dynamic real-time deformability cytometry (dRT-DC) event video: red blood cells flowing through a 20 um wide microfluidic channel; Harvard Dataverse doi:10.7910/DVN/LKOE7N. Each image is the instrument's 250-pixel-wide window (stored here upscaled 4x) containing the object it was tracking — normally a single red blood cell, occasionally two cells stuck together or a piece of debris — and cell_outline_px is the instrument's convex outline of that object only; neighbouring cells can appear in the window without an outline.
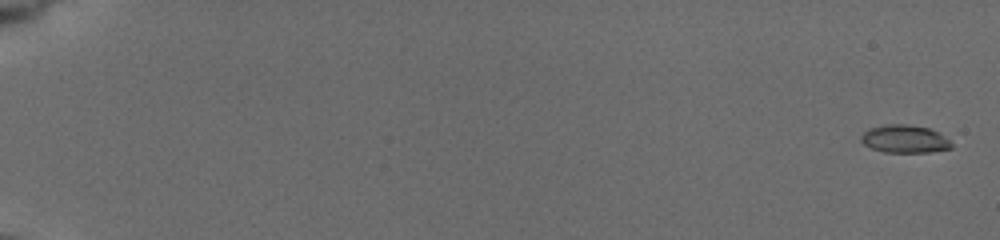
{"species": "common noctule bat (a hibernating species)", "species_latin": "Nyctalus noctula", "temperature_condition": "cold", "stored_images_in_passage": 27, "camera_frame_rate_fps": 3000, "um_per_image_px": 0.085, "animal": {"sex": "female", "body_mass_g": 19.5, "forearm_length_mm": 54.1}, "frame": {"image": 1, "passage_image": 2, "time_ms": 0.333, "image_size_px": [1000, 240], "cell_outline_px": [[952, 148], [928, 152], [884, 152], [872, 148], [864, 144], [860, 140], [860, 136], [868, 128], [884, 124], [908, 124], [928, 128], [936, 132], [948, 140], [952, 144]], "centroid_in_image_um": [76.84, 11.8], "position_along_channel_um": 8.2, "area_um2": 14.57}}
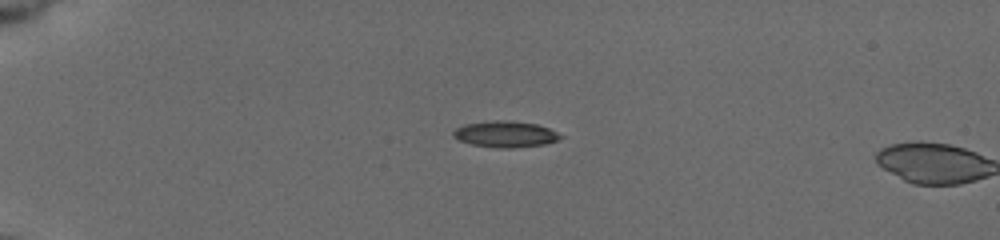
{"frame": {"image": 2, "passage_image": 26, "time_ms": 5.333, "image_size_px": [1000, 240], "cell_outline_px": [[564, 136], [560, 140], [544, 144], [512, 148], [500, 148], [472, 144], [460, 140], [452, 136], [452, 132], [456, 128], [464, 124], [492, 120], [508, 120], [536, 124], [548, 128]], "centroid_in_image_um": [42.96, 11.4], "position_along_channel_um": 42.0, "area_um2": 16.36}}